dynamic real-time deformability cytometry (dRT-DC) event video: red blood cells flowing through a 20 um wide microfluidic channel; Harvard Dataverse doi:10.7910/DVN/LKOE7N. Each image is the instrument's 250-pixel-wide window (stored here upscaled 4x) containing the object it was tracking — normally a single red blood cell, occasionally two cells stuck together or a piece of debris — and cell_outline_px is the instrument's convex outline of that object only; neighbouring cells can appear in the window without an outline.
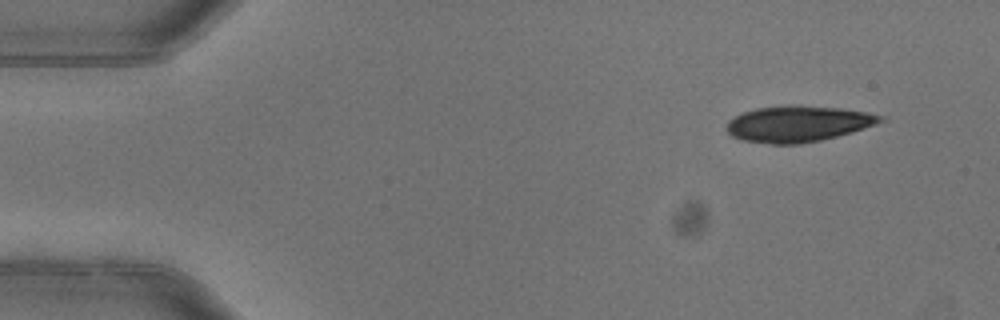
{"species": "common noctule bat (a hibernating species)", "species_latin": "Nyctalus noctula", "temperature_condition": "warm", "stored_images_in_passage": 4, "camera_frame_rate_fps": 3000, "um_per_image_px": 0.085, "animal": {"sex": "female"}, "frame": {"image": 1, "passage_image": 1, "time_ms": 0.0, "image_size_px": [1000, 320], "cell_outline_px": [[888, 120], [852, 132], [820, 140], [800, 144], [772, 144], [744, 140], [732, 136], [724, 128], [728, 120], [744, 112], [756, 108], [788, 104], [792, 104], [840, 108], [868, 112], [888, 116]], "centroid_in_image_um": [67.87, 10.51], "position_along_channel_um": 17.1, "area_um2": 32.66}}